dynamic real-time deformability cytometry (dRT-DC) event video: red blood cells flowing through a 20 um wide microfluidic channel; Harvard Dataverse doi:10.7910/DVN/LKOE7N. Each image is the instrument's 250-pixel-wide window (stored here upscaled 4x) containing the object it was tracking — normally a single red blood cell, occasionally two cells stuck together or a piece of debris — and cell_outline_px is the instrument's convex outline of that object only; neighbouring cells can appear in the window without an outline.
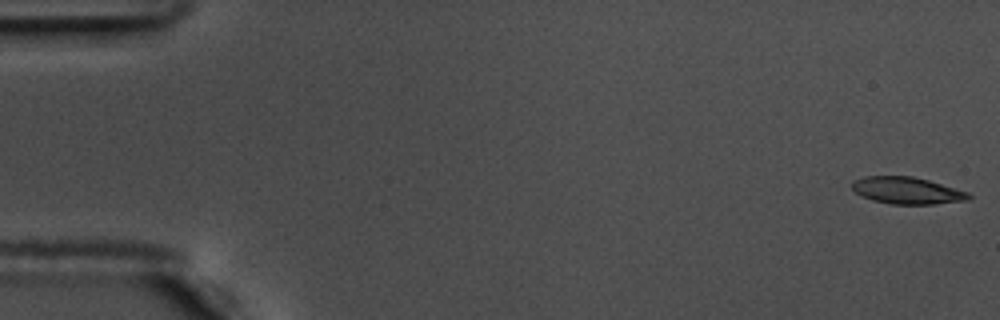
{"species": "common noctule bat (a hibernating species)", "species_latin": "Nyctalus noctula", "temperature_condition": "warm", "stored_images_in_passage": 53, "camera_frame_rate_fps": 3000, "um_per_image_px": 0.085, "animal": {"sex": "male", "body_mass_g": 17.5, "forearm_length_mm": 52.3}, "frame": {"image": 1, "passage_image": 1, "time_ms": 0.0, "image_size_px": [1000, 320], "cell_outline_px": [[972, 196], [968, 200], [932, 204], [892, 204], [872, 200], [860, 196], [852, 188], [852, 180], [864, 176], [912, 176], [928, 180], [968, 192]], "centroid_in_image_um": [77.06, 16.19], "position_along_channel_um": 7.9, "area_um2": 18.26}}
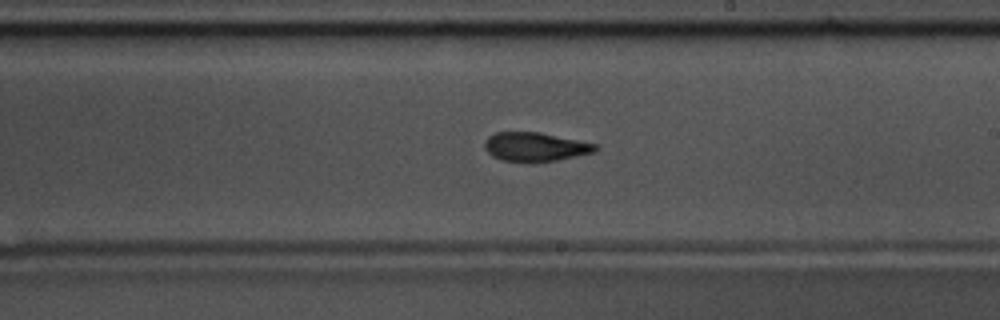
{"frame": {"image": 2, "passage_image": 33, "time_ms": 10.667, "image_size_px": [1000, 320], "cell_outline_px": [[600, 148], [596, 152], [556, 160], [532, 164], [500, 160], [492, 156], [484, 148], [484, 140], [488, 136], [496, 132], [540, 132], [596, 144]], "centroid_in_image_um": [45.47, 12.5], "position_along_channel_um": 243.5, "area_um2": 19.13}}
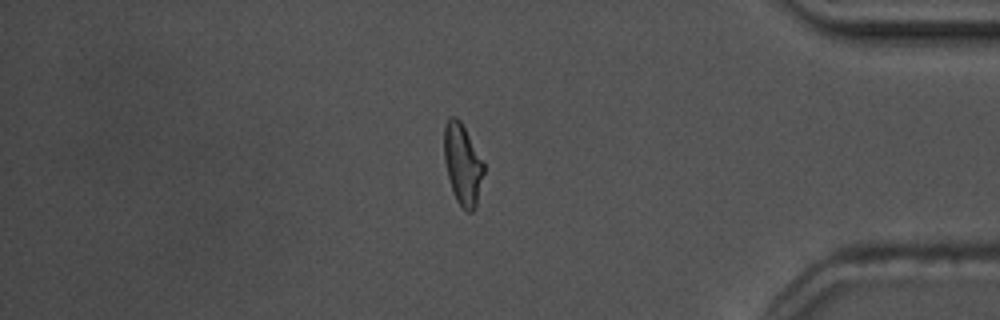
{"frame": {"image": 3, "passage_image": 48, "time_ms": 15.667, "image_size_px": [1000, 320], "cell_outline_px": [[484, 172], [476, 208], [472, 212], [468, 212], [456, 200], [448, 176], [444, 160], [444, 128], [448, 116], [456, 116], [460, 120], [484, 164]], "centroid_in_image_um": [39.31, 13.96], "position_along_channel_um": 395.9, "area_um2": 18.5}}